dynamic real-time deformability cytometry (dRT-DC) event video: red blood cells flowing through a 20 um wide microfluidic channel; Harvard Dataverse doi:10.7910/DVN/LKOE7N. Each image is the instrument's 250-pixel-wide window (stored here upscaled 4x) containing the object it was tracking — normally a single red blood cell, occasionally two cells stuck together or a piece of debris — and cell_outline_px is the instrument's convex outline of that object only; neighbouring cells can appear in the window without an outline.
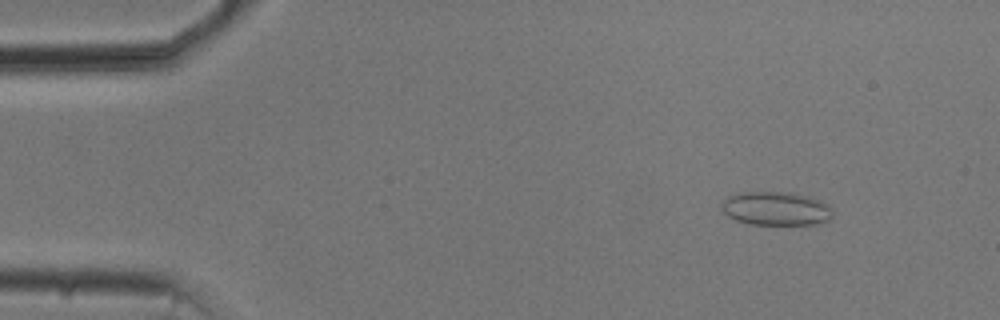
{"species": "common noctule bat (a hibernating species)", "species_latin": "Nyctalus noctula", "temperature_condition": "cold", "stored_images_in_passage": 53, "camera_frame_rate_fps": 3000, "um_per_image_px": 0.085, "animal": {"sex": "male", "body_mass_g": 20.5, "forearm_length_mm": 52.5}, "frame": {"image": 1, "passage_image": 6, "time_ms": 1.667, "image_size_px": [1000, 320], "cell_outline_px": [[832, 216], [828, 220], [816, 224], [752, 224], [736, 220], [728, 216], [720, 208], [720, 204], [728, 196], [740, 192], [792, 192], [820, 200], [828, 204], [832, 208]], "centroid_in_image_um": [65.95, 17.72], "position_along_channel_um": 19.1, "area_um2": 21.85}}
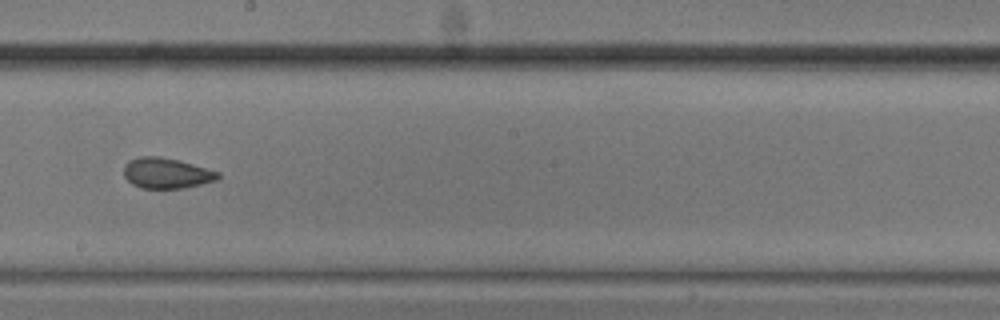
{"frame": {"image": 2, "passage_image": 30, "time_ms": 9.667, "image_size_px": [1000, 320], "cell_outline_px": [[220, 176], [216, 180], [200, 184], [180, 188], [140, 188], [132, 184], [124, 176], [124, 164], [128, 160], [140, 156], [160, 156], [192, 164], [220, 172]], "centroid_in_image_um": [14.11, 14.71], "position_along_channel_um": 234.1, "area_um2": 16.65}}
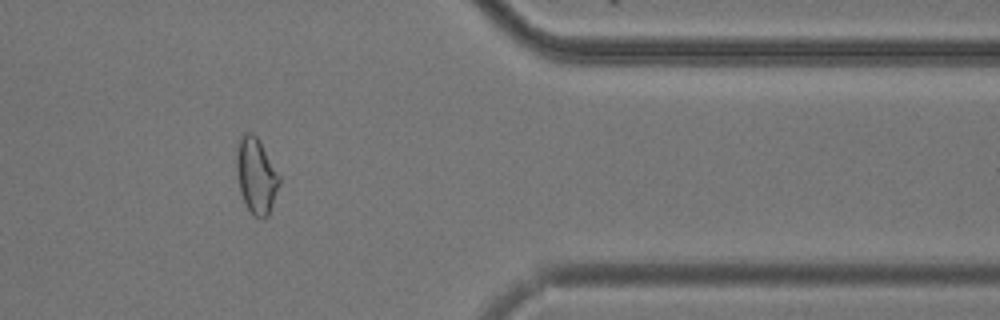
{"frame": {"image": 3, "passage_image": 44, "time_ms": 14.333, "image_size_px": [1000, 320], "cell_outline_px": [[280, 184], [268, 216], [264, 220], [260, 220], [248, 208], [240, 192], [236, 172], [236, 144], [240, 136], [244, 132], [252, 132], [256, 136], [280, 176]], "centroid_in_image_um": [21.76, 14.92], "position_along_channel_um": 389.6, "area_um2": 18.9}, "authors_computed_cell_mechanics": {"area_um2": 18.4382, "velocity_mm_per_s": 3.7453, "shape_relaxation_time_tau1_ms": null, "shape_relaxation_time_tau2_ms": 2.2181, "deformation_change_tau1": null, "deformation_change_tau2": 0.0549}}